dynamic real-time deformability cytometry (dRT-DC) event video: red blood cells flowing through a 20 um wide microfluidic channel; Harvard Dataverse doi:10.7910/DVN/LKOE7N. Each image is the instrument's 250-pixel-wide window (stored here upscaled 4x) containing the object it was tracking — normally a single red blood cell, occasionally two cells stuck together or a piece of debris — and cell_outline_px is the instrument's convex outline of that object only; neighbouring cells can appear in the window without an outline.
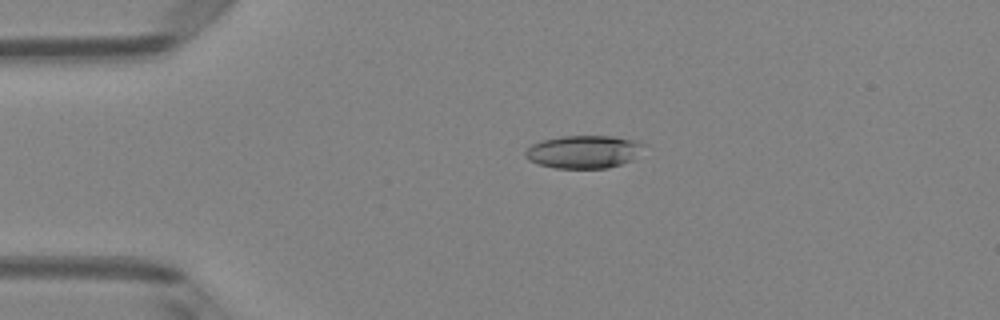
{"species": "Egyptian fruit bat (a non-hibernating species)", "species_latin": "Rousettus aegyptiacus", "temperature_condition": "room temperature", "stored_images_in_passage": 50, "camera_frame_rate_fps": 3000, "um_per_image_px": 0.085, "animal": {"sex": "female"}, "frame": {"image": 1, "passage_image": 11, "time_ms": 3.333, "image_size_px": [1000, 320], "cell_outline_px": [[648, 144], [632, 160], [608, 168], [556, 168], [540, 164], [528, 160], [524, 156], [524, 152], [532, 144], [544, 140], [560, 136], [616, 136], [636, 140]], "centroid_in_image_um": [49.65, 12.89], "position_along_channel_um": 35.3, "area_um2": 22.83}}
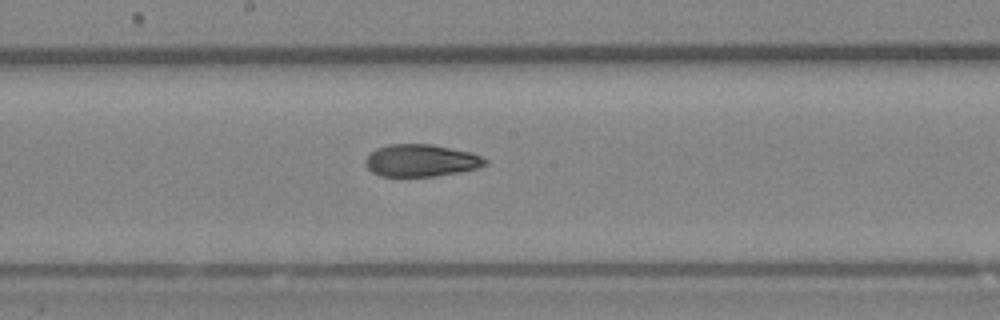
{"frame": {"image": 2, "passage_image": 27, "time_ms": 8.667, "image_size_px": [1000, 320], "cell_outline_px": [[488, 164], [476, 168], [436, 176], [380, 176], [372, 172], [364, 164], [364, 160], [376, 148], [388, 144], [432, 144], [472, 152], [488, 160]], "centroid_in_image_um": [35.78, 13.63], "position_along_channel_um": 212.4, "area_um2": 22.48}}
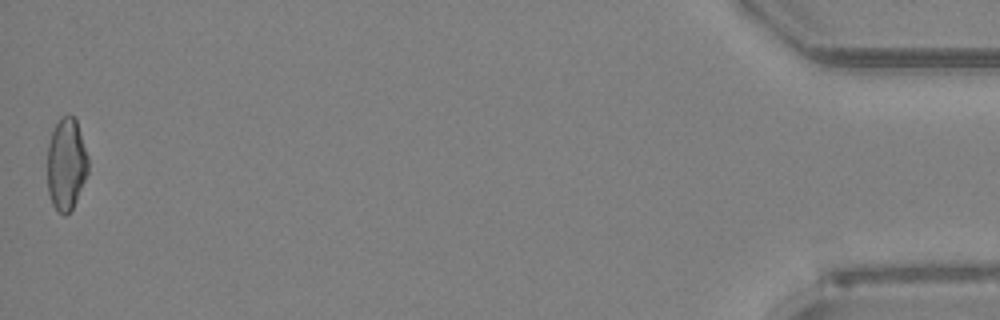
{"frame": {"image": 3, "passage_image": 50, "time_ms": 16.333, "image_size_px": [1000, 320], "cell_outline_px": [[88, 172], [76, 200], [72, 208], [64, 216], [52, 204], [48, 192], [48, 144], [52, 132], [60, 116], [68, 112], [76, 120], [88, 156]], "centroid_in_image_um": [5.63, 13.91], "position_along_channel_um": 429.6, "area_um2": 21.79}, "authors_computed_cell_mechanics": {"area_um2": 22.9177, "velocity_mm_per_s": 4.0653, "shape_relaxation_time_tau1_ms": 6.7147, "shape_relaxation_time_tau2_ms": 2.2223, "deformation_change_tau1": 0.2, "deformation_change_tau2": 0.0842}}